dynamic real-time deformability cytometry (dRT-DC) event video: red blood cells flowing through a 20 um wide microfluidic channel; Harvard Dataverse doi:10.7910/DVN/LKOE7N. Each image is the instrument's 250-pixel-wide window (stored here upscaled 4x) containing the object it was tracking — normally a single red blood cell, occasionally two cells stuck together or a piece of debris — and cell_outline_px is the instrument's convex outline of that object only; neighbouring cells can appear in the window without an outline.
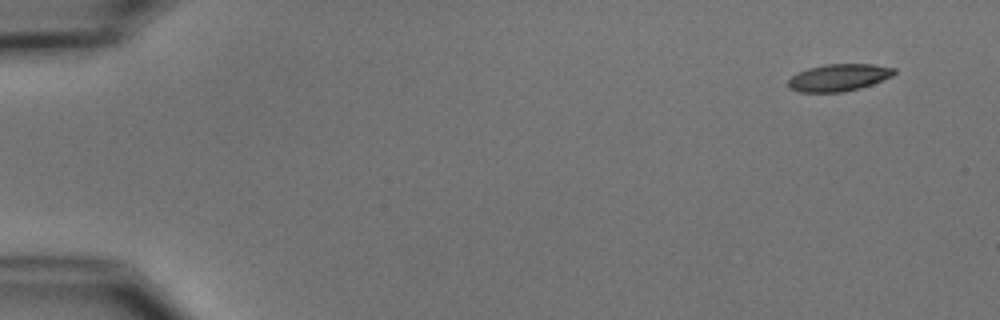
{"species": "common noctule bat (a hibernating species)", "species_latin": "Nyctalus noctula", "temperature_condition": "cold", "stored_images_in_passage": 4, "camera_frame_rate_fps": 3000, "um_per_image_px": 0.085, "animal": {"sex": "male", "body_mass_g": 15.6}, "frame": {"image": 1, "passage_image": 1, "time_ms": 0.0, "image_size_px": [1000, 320], "cell_outline_px": [[896, 72], [892, 76], [872, 84], [860, 88], [844, 92], [800, 92], [788, 88], [788, 80], [792, 76], [808, 68], [824, 64], [872, 64], [896, 68]], "centroid_in_image_um": [71.3, 6.59], "position_along_channel_um": 13.7, "area_um2": 16.76}}
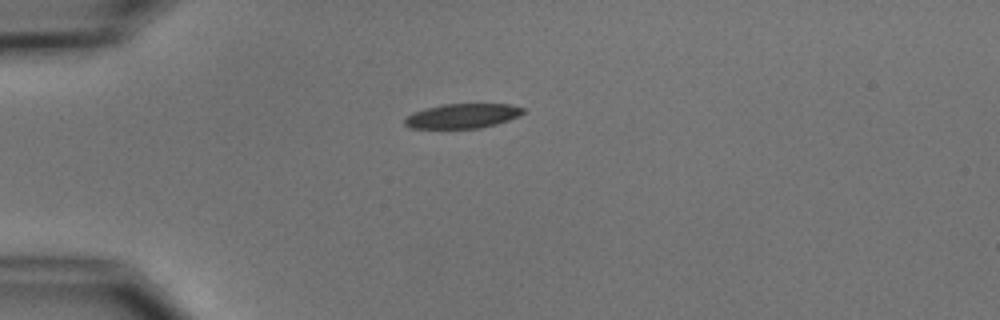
{"frame": {"image": 2, "passage_image": 4, "time_ms": 3.667, "image_size_px": [1000, 320], "cell_outline_px": [[524, 112], [508, 120], [496, 124], [480, 128], [412, 128], [404, 124], [404, 120], [412, 112], [424, 108], [444, 104], [512, 104], [524, 108]], "centroid_in_image_um": [39.29, 9.85], "position_along_channel_um": 45.7, "area_um2": 16.88}}